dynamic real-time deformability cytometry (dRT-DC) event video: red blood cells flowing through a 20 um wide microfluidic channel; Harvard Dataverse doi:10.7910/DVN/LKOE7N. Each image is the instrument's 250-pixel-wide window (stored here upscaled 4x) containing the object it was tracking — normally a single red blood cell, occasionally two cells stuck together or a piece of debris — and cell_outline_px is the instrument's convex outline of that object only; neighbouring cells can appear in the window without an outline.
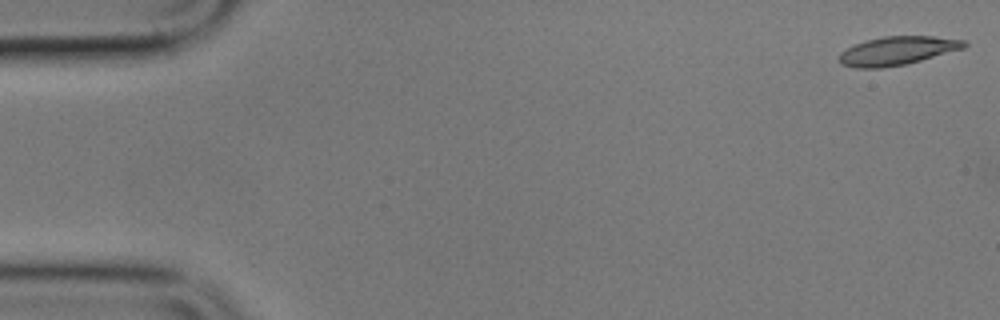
{"species": "common noctule bat (a hibernating species)", "species_latin": "Nyctalus noctula", "temperature_condition": "cold", "stored_images_in_passage": 5, "camera_frame_rate_fps": 3000, "um_per_image_px": 0.085, "animal": {"sex": "male", "body_mass_g": 17.9}, "frame": {"image": 1, "passage_image": 1, "time_ms": 0.0, "image_size_px": [1000, 320], "cell_outline_px": [[968, 44], [964, 48], [920, 60], [904, 64], [880, 68], [856, 68], [840, 64], [840, 52], [856, 44], [868, 40], [884, 36], [932, 36], [964, 40]], "centroid_in_image_um": [76.27, 4.31], "position_along_channel_um": 8.7, "area_um2": 20.46}}
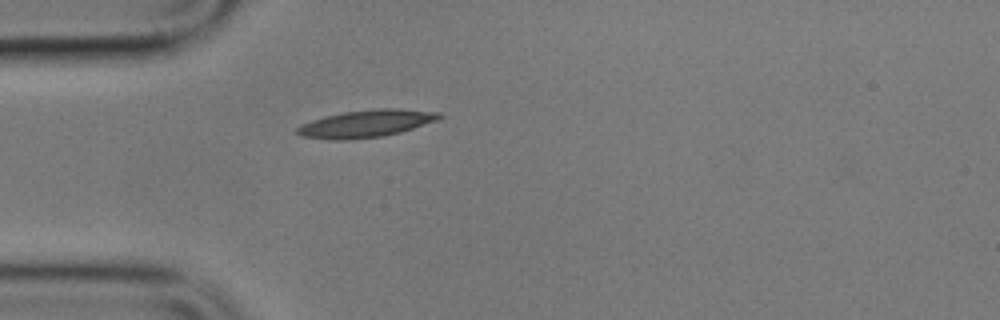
{"frame": {"image": 2, "passage_image": 5, "time_ms": 5.0, "image_size_px": [1000, 320], "cell_outline_px": [[444, 116], [440, 120], [400, 132], [380, 136], [344, 140], [336, 140], [300, 136], [296, 132], [296, 128], [300, 124], [324, 116], [344, 112], [380, 108], [400, 108], [440, 112]], "centroid_in_image_um": [31.15, 10.49], "position_along_channel_um": 53.8, "area_um2": 22.72}}